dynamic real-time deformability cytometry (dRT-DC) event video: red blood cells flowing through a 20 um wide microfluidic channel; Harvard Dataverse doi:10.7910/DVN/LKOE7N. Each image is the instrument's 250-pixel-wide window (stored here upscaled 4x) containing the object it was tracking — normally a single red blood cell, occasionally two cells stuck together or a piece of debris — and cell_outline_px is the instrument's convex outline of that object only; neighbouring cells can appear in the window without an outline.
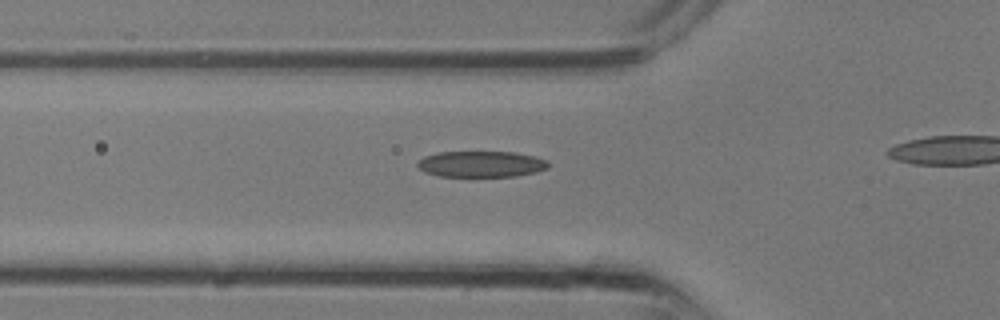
{"species": "common noctule bat (a hibernating species)", "species_latin": "Nyctalus noctula", "temperature_condition": "room temperature", "stored_images_in_passage": 10, "camera_frame_rate_fps": 3000, "um_per_image_px": 0.085, "animal": {"sex": "male", "body_mass_g": 13.3}, "frame": {"image": 1, "passage_image": 7, "time_ms": 2.0, "image_size_px": [1000, 320], "cell_outline_px": [[548, 168], [536, 172], [516, 176], [440, 176], [424, 172], [416, 164], [424, 156], [440, 152], [516, 152], [536, 156], [548, 160]], "centroid_in_image_um": [40.94, 13.94], "position_along_channel_um": 84.9, "area_um2": 19.88}}
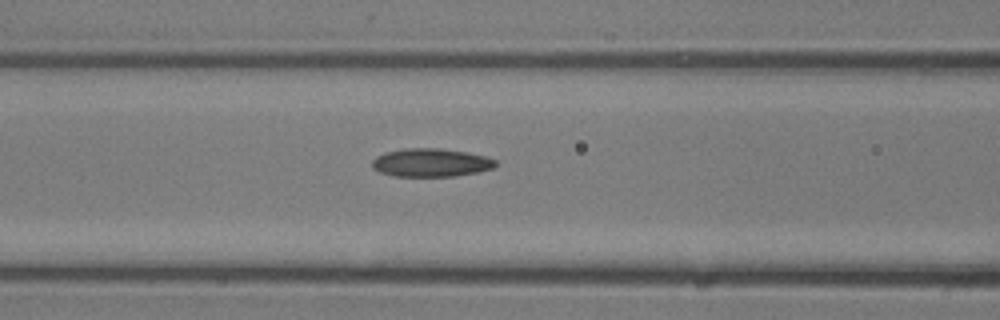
{"frame": {"image": 2, "passage_image": 9, "time_ms": 2.667, "image_size_px": [1000, 320], "cell_outline_px": [[496, 168], [476, 172], [452, 176], [396, 176], [380, 172], [372, 168], [372, 160], [376, 156], [384, 152], [404, 148], [440, 148], [468, 152], [488, 156], [496, 160]], "centroid_in_image_um": [36.64, 13.81], "position_along_channel_um": 130.0, "area_um2": 20.52}}